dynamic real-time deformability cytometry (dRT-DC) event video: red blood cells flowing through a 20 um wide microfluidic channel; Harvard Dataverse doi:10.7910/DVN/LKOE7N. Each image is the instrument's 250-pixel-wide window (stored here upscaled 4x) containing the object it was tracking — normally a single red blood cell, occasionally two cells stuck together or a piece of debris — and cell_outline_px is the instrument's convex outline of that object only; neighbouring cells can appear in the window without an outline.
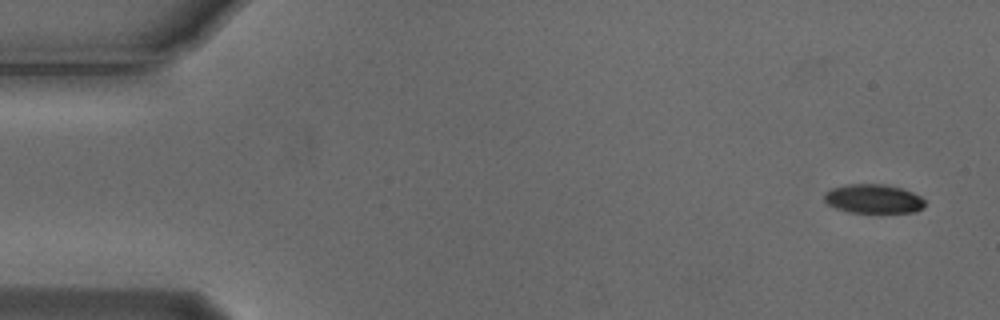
{"species": "Egyptian fruit bat (a non-hibernating species)", "species_latin": "Rousettus aegyptiacus", "temperature_condition": "cold", "stored_images_in_passage": 4, "camera_frame_rate_fps": 3000, "um_per_image_px": 0.085, "animal": {"sex": "male"}, "frame": {"image": 1, "passage_image": 1, "time_ms": 0.0, "image_size_px": [1000, 320], "cell_outline_px": [[924, 208], [916, 212], [848, 212], [836, 208], [828, 204], [824, 200], [824, 192], [832, 188], [844, 184], [884, 184], [900, 188], [912, 192], [920, 196], [924, 200]], "centroid_in_image_um": [74.22, 16.89], "position_along_channel_um": 10.8, "area_um2": 17.05}}
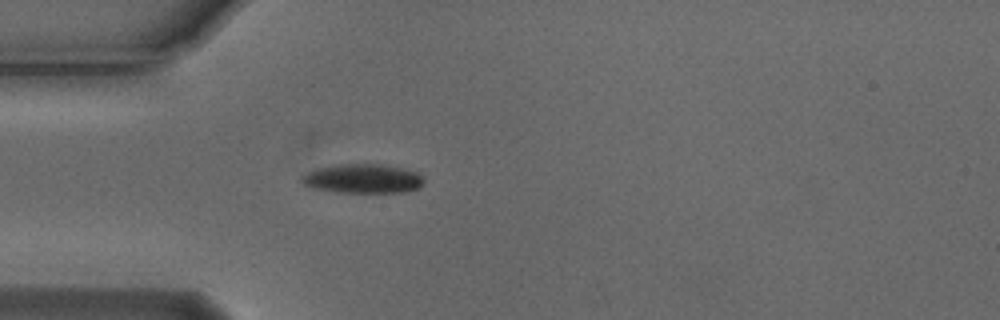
{"frame": {"image": 2, "passage_image": 4, "time_ms": 1.0, "image_size_px": [1000, 320], "cell_outline_px": [[424, 184], [420, 188], [404, 192], [336, 192], [312, 188], [304, 184], [300, 180], [300, 176], [316, 168], [336, 164], [380, 164], [400, 168], [416, 172], [424, 176]], "centroid_in_image_um": [30.83, 15.18], "position_along_channel_um": 54.2, "area_um2": 20.92}}